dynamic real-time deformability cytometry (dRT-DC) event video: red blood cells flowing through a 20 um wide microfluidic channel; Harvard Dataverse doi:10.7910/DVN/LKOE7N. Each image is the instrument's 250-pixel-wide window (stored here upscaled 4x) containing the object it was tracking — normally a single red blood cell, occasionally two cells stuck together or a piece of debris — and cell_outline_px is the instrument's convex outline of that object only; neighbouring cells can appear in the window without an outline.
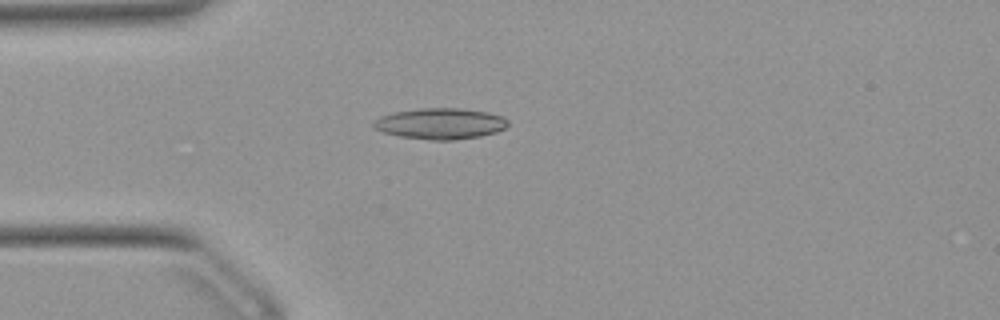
{"species": "Egyptian fruit bat (a non-hibernating species)", "species_latin": "Rousettus aegyptiacus", "temperature_condition": "warm", "stored_images_in_passage": 51, "camera_frame_rate_fps": 3000, "um_per_image_px": 0.085, "animal": {"sex": "female"}, "frame": {"image": 1, "passage_image": 13, "time_ms": 4.0, "image_size_px": [1000, 320], "cell_outline_px": [[508, 124], [504, 128], [496, 132], [480, 136], [452, 140], [428, 140], [400, 136], [384, 132], [376, 128], [372, 124], [380, 116], [392, 112], [420, 108], [460, 108], [488, 112], [504, 116], [508, 120]], "centroid_in_image_um": [37.45, 10.5], "position_along_channel_um": 47.5, "area_um2": 24.28}}
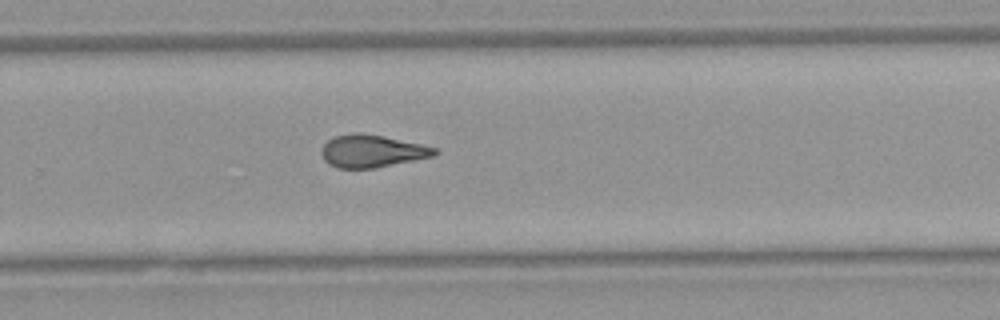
{"frame": {"image": 2, "passage_image": 33, "time_ms": 10.667, "image_size_px": [1000, 320], "cell_outline_px": [[440, 152], [436, 156], [376, 168], [336, 168], [328, 164], [324, 160], [320, 152], [320, 148], [328, 140], [336, 136], [352, 132], [360, 132], [384, 136], [420, 144], [436, 148]], "centroid_in_image_um": [31.61, 12.85], "position_along_channel_um": 298.2, "area_um2": 21.73}}
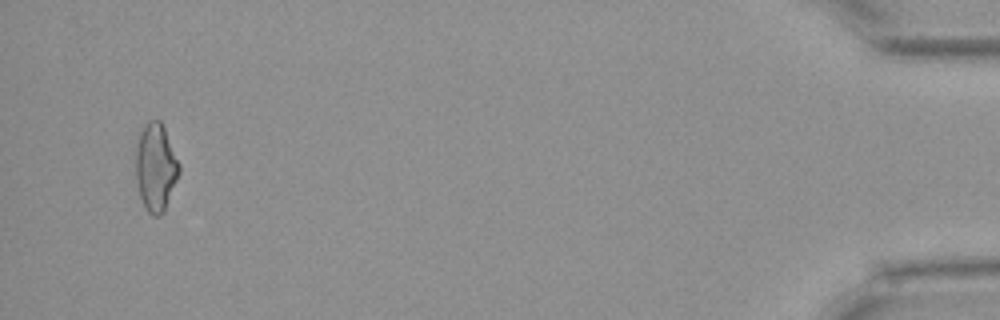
{"frame": {"image": 3, "passage_image": 49, "time_ms": 16.0, "image_size_px": [1000, 320], "cell_outline_px": [[180, 172], [164, 212], [160, 216], [152, 216], [148, 212], [140, 196], [136, 180], [136, 144], [140, 132], [144, 124], [148, 120], [160, 120], [164, 128], [180, 164]], "centroid_in_image_um": [13.23, 14.22], "position_along_channel_um": 422.0, "area_um2": 22.2}, "authors_computed_cell_mechanics": {"area_um2": 22.0218, "velocity_mm_per_s": 3.9415, "shape_relaxation_time_tau1_ms": 11.1191, "shape_relaxation_time_tau2_ms": 2.8971, "deformation_change_tau1": 0.2558, "deformation_change_tau2": 0.1177}}